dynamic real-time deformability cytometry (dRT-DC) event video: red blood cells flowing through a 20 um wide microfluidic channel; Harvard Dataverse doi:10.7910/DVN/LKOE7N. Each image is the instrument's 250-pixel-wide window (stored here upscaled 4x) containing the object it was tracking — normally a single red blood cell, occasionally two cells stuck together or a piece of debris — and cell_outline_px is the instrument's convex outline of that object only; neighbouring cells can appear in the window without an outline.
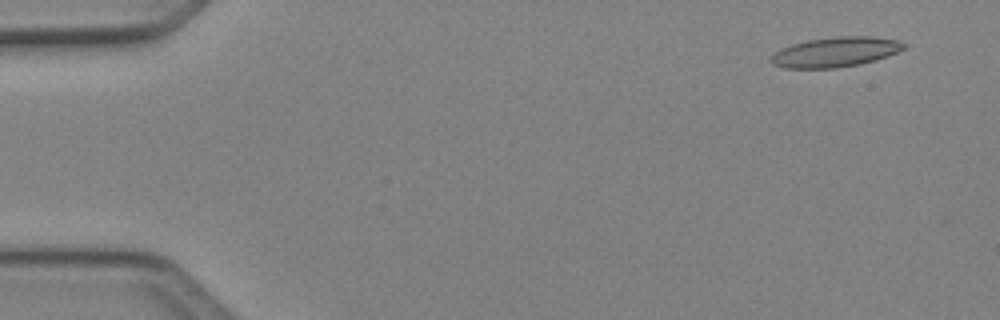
{"species": "Egyptian fruit bat (a non-hibernating species)", "species_latin": "Rousettus aegyptiacus", "temperature_condition": "cold", "stored_images_in_passage": 8, "camera_frame_rate_fps": 3000, "um_per_image_px": 0.085, "animal": {"sex": "female"}, "frame": {"image": 1, "passage_image": 1, "time_ms": 0.0, "image_size_px": [1000, 320], "cell_outline_px": [[908, 48], [888, 56], [876, 60], [860, 64], [836, 68], [784, 68], [772, 64], [768, 60], [768, 56], [780, 48], [792, 44], [808, 40], [836, 36], [872, 36], [900, 40], [908, 44]], "centroid_in_image_um": [71.03, 4.42], "position_along_channel_um": 14.0, "area_um2": 23.7}}
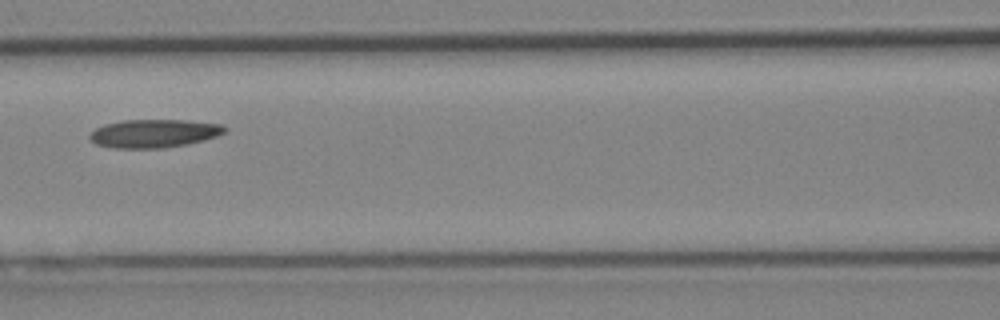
{"frame": {"image": 2, "passage_image": 7, "time_ms": 2.0, "image_size_px": [1000, 320], "cell_outline_px": [[228, 132], [204, 140], [188, 144], [164, 148], [112, 148], [96, 144], [88, 136], [96, 128], [104, 124], [120, 120], [188, 120], [224, 124], [228, 128]], "centroid_in_image_um": [13.14, 11.33], "position_along_channel_um": 153.5, "area_um2": 22.54}}
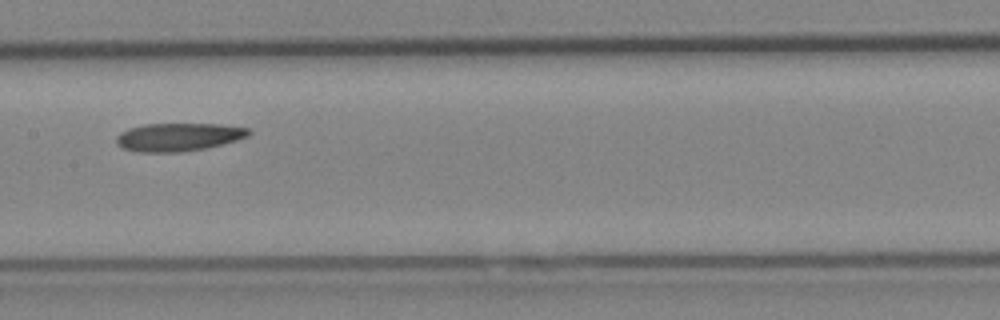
{"frame": {"image": 3, "passage_image": 8, "time_ms": 2.333, "image_size_px": [1000, 320], "cell_outline_px": [[252, 132], [248, 136], [236, 140], [208, 148], [180, 152], [136, 152], [120, 148], [116, 144], [116, 136], [120, 132], [128, 128], [144, 124], [220, 124], [248, 128]], "centroid_in_image_um": [15.12, 11.65], "position_along_channel_um": 192.3, "area_um2": 21.91}}